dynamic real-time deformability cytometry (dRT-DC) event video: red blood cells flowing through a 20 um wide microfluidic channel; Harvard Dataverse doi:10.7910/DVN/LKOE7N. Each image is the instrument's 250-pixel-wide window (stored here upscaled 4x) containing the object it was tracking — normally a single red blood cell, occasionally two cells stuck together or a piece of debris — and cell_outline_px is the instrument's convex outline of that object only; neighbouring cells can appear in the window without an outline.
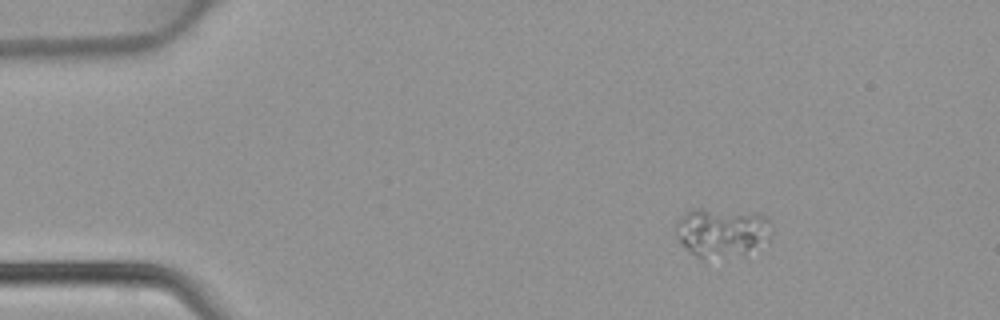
{"species": "common noctule bat (a hibernating species)", "species_latin": "Nyctalus noctula", "temperature_condition": "warm", "stored_images_in_passage": 2, "camera_frame_rate_fps": 3000, "um_per_image_px": 0.085, "animal": {"sex": "female", "body_mass_g": 22.7, "forearm_length_mm": 54.2}, "frame": {"image": 1, "passage_image": 1, "time_ms": 0.0, "image_size_px": [1000, 320], "cell_outline_px": [[772, 236], [768, 240], [744, 256], [704, 260], [696, 256], [680, 244], [676, 228], [676, 220], [692, 208], [700, 208], [756, 212], [768, 216], [772, 232]], "centroid_in_image_um": [61.39, 19.76], "position_along_channel_um": 23.6, "area_um2": 28.32}}